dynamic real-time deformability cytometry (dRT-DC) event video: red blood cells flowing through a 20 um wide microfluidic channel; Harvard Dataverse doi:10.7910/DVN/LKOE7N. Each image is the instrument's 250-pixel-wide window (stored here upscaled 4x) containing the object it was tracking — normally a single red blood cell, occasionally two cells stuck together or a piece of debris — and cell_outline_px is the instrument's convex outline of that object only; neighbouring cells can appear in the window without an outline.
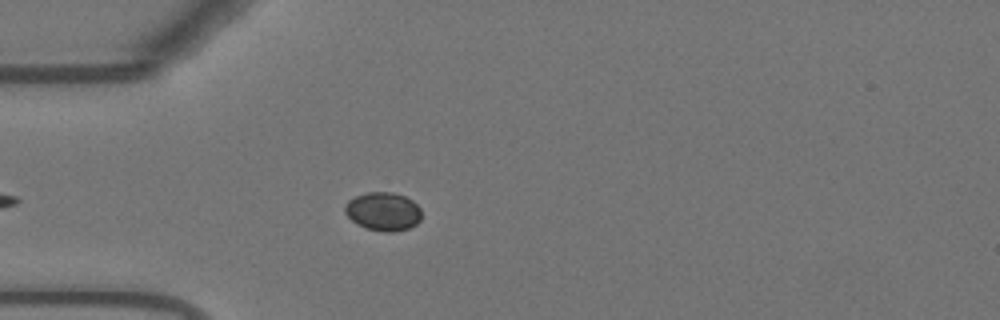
{"species": "Egyptian fruit bat (a non-hibernating species)", "species_latin": "Rousettus aegyptiacus", "temperature_condition": "warm", "stored_images_in_passage": 42, "camera_frame_rate_fps": 3000, "um_per_image_px": 0.085, "animal": {"sex": "female"}, "frame": {"image": 1, "passage_image": 7, "time_ms": 2.0, "image_size_px": [1000, 320], "cell_outline_px": [[420, 220], [416, 224], [408, 228], [392, 232], [384, 232], [364, 228], [352, 220], [344, 212], [344, 204], [348, 200], [356, 196], [368, 192], [392, 192], [404, 196], [412, 200], [420, 208]], "centroid_in_image_um": [32.55, 17.97], "position_along_channel_um": 52.5, "area_um2": 17.17}}
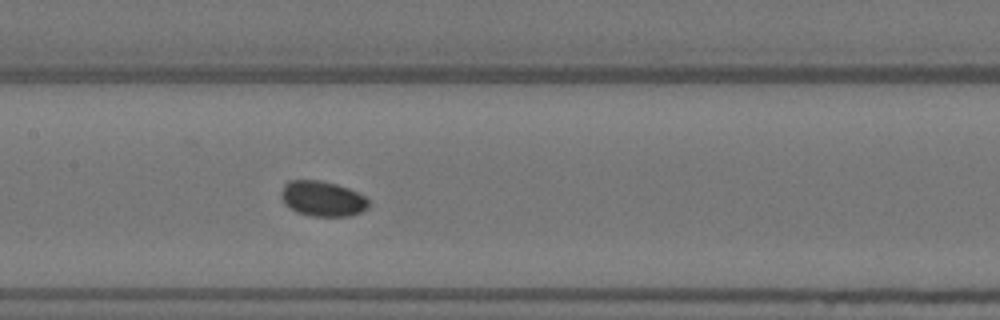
{"frame": {"image": 2, "passage_image": 18, "time_ms": 5.667, "image_size_px": [1000, 320], "cell_outline_px": [[368, 208], [360, 212], [348, 216], [312, 216], [296, 212], [284, 204], [284, 184], [288, 180], [320, 180], [336, 184], [348, 188], [364, 196], [368, 200]], "centroid_in_image_um": [27.43, 16.89], "position_along_channel_um": 180.0, "area_um2": 17.69}}
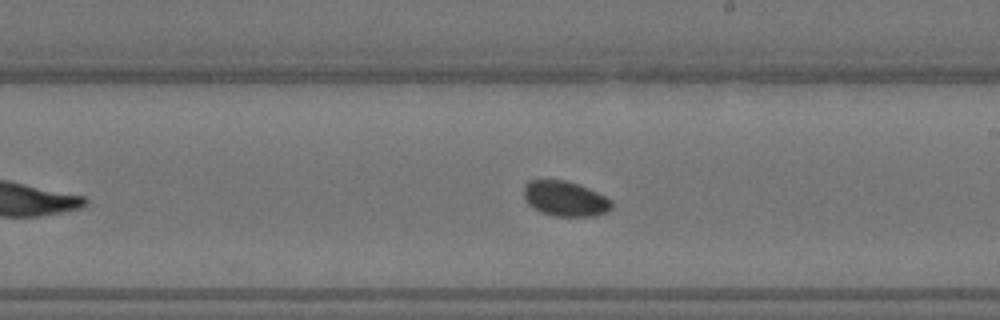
{"frame": {"image": 3, "passage_image": 23, "time_ms": 7.333, "image_size_px": [1000, 320], "cell_outline_px": [[612, 208], [608, 212], [596, 216], [552, 216], [540, 212], [532, 208], [528, 204], [524, 196], [524, 184], [528, 180], [564, 180], [580, 184], [612, 200]], "centroid_in_image_um": [48.03, 16.89], "position_along_channel_um": 241.0, "area_um2": 18.21}}